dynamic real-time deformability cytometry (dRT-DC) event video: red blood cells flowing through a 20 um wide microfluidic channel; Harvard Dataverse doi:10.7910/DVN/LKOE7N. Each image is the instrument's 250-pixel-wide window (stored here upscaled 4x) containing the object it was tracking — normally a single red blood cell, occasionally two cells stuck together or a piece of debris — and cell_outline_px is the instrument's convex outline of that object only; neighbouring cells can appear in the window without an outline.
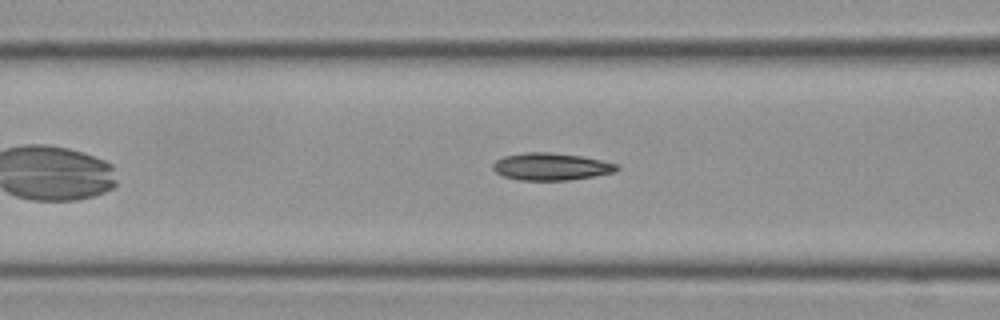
{"species": "Egyptian fruit bat (a non-hibernating species)", "species_latin": "Rousettus aegyptiacus", "temperature_condition": "cold", "stored_images_in_passage": 12, "camera_frame_rate_fps": 3000, "um_per_image_px": 0.085, "frame": {"image": 1, "passage_image": 6, "time_ms": 1.667, "image_size_px": [1000, 320], "cell_outline_px": [[612, 168], [600, 172], [580, 176], [516, 176], [520, 156], [564, 156], [588, 160]], "centroid_in_image_um": [47.36, 14.15], "position_along_channel_um": 119.2, "area_um2": 11.04}}
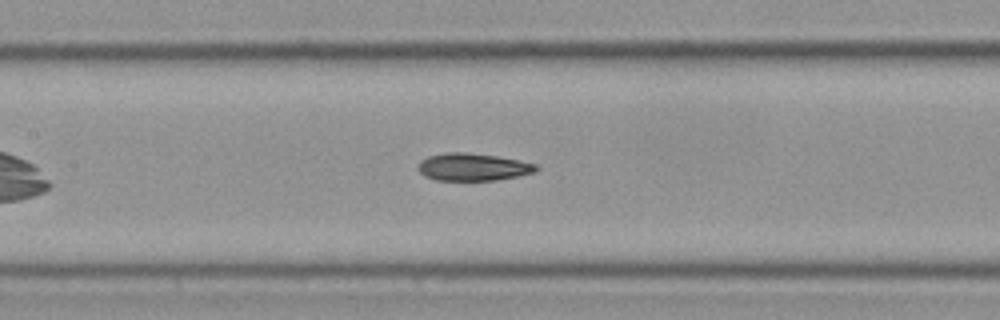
{"frame": {"image": 2, "passage_image": 10, "time_ms": 3.0, "image_size_px": [1000, 320], "cell_outline_px": [[532, 168], [520, 172], [504, 176], [476, 180], [464, 180], [444, 176], [444, 156], [480, 156], [508, 160]], "centroid_in_image_um": [40.77, 14.24], "position_along_channel_um": 166.6, "area_um2": 11.21}}